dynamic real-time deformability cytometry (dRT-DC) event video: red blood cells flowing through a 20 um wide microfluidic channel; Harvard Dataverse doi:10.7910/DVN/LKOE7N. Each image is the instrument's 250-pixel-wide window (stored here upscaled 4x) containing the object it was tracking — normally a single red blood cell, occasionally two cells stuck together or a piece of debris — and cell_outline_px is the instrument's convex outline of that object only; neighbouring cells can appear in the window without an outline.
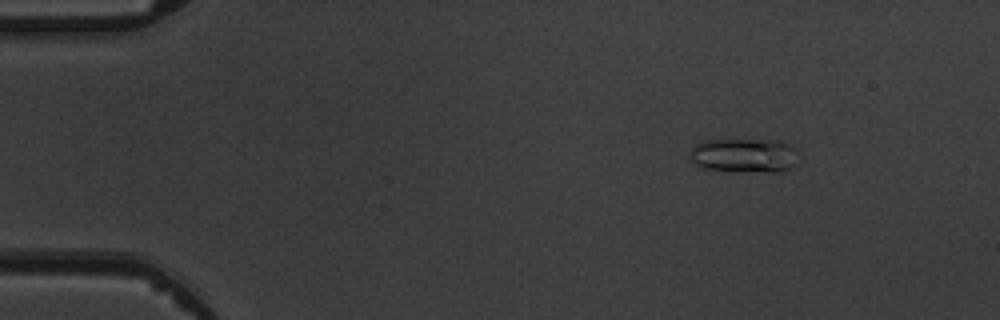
{"species": "common noctule bat (a hibernating species)", "species_latin": "Nyctalus noctula", "temperature_condition": "warm", "stored_images_in_passage": 5, "camera_frame_rate_fps": 3000, "um_per_image_px": 0.085, "animal": {"sex": "male", "body_mass_g": 19.5, "forearm_length_mm": 54.6}, "frame": {"image": 1, "passage_image": 3, "time_ms": 2.333, "image_size_px": [1000, 320], "cell_outline_px": [[800, 148], [796, 164], [792, 168], [784, 172], [736, 172], [700, 168], [692, 160], [688, 152], [696, 144], [704, 140], [780, 140]], "centroid_in_image_um": [63.34, 13.23], "position_along_channel_um": 21.7, "area_um2": 22.54}}